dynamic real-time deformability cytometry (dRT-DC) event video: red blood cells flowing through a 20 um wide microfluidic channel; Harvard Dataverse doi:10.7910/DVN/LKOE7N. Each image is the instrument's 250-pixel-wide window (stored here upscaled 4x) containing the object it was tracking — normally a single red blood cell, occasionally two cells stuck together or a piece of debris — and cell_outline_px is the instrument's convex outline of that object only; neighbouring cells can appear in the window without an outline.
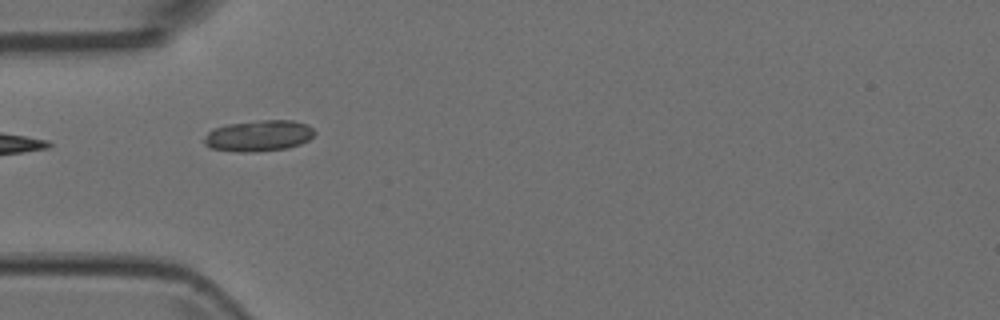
{"species": "Egyptian fruit bat (a non-hibernating species)", "species_latin": "Rousettus aegyptiacus", "temperature_condition": "room temperature", "stored_images_in_passage": 5, "camera_frame_rate_fps": 3000, "um_per_image_px": 0.085, "animal": {"sex": "female"}, "frame": {"image": 1, "passage_image": 3, "time_ms": 0.667, "image_size_px": [1000, 320], "cell_outline_px": [[316, 132], [308, 140], [300, 144], [288, 148], [252, 152], [240, 152], [208, 148], [204, 144], [204, 136], [212, 128], [228, 124], [260, 120], [292, 120], [308, 124]], "centroid_in_image_um": [21.97, 11.54], "position_along_channel_um": 63.0, "area_um2": 20.17}}
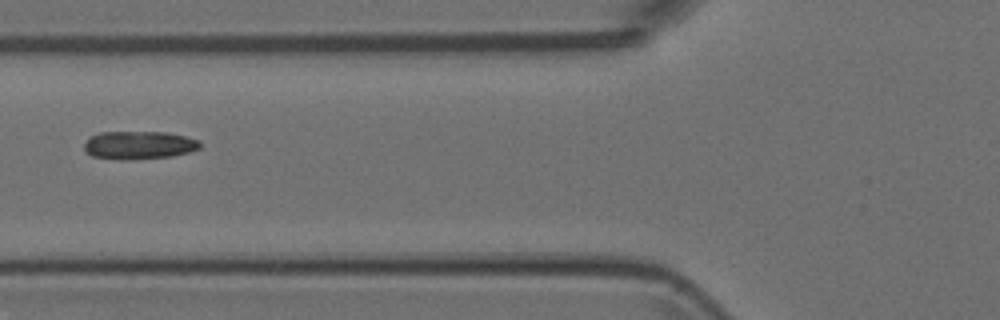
{"frame": {"image": 2, "passage_image": 4, "time_ms": 1.0, "image_size_px": [1000, 320], "cell_outline_px": [[200, 148], [188, 152], [172, 156], [120, 160], [92, 156], [84, 148], [84, 144], [88, 136], [100, 132], [168, 132], [200, 140]], "centroid_in_image_um": [11.79, 12.32], "position_along_channel_um": 114.0, "area_um2": 18.96}}
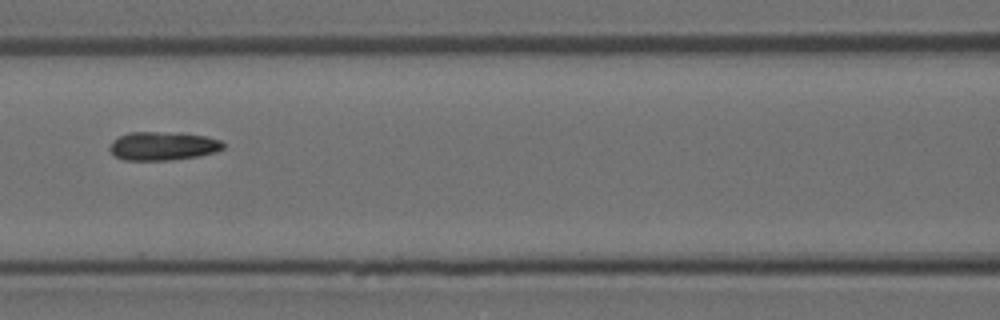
{"frame": {"image": 3, "passage_image": 5, "time_ms": 1.333, "image_size_px": [1000, 320], "cell_outline_px": [[224, 148], [216, 152], [196, 156], [172, 160], [124, 160], [116, 156], [108, 148], [112, 140], [128, 132], [180, 132], [204, 136], [220, 140], [224, 144]], "centroid_in_image_um": [13.84, 12.4], "position_along_channel_um": 152.8, "area_um2": 18.96}}